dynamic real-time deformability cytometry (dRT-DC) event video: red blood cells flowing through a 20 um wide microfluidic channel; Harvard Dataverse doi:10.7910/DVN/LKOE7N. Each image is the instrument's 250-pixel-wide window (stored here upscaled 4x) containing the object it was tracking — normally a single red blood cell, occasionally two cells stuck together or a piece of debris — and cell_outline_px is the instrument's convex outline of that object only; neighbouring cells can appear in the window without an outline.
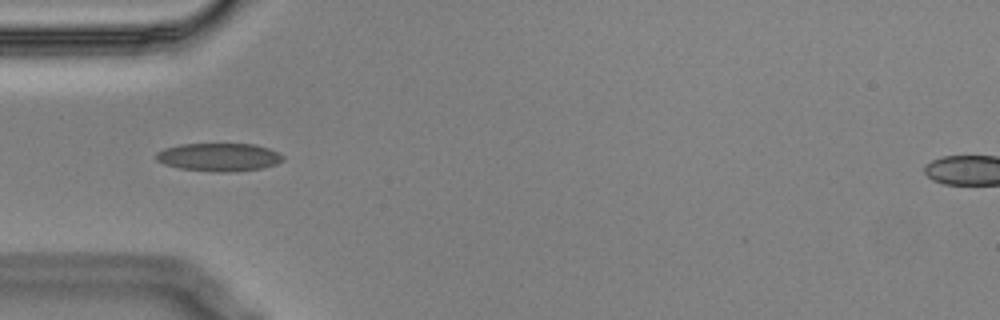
{"species": "Egyptian fruit bat (a non-hibernating species)", "species_latin": "Rousettus aegyptiacus", "temperature_condition": "cold", "stored_images_in_passage": 41, "segment_of_instrument_passage": [1, 2], "camera_frame_rate_fps": 3000, "um_per_image_px": 0.085, "animal": {"sex": "male"}, "frame": {"image": 1, "passage_image": 1, "time_ms": 0.0, "image_size_px": [1000, 320], "cell_outline_px": [[284, 160], [276, 164], [260, 168], [236, 172], [220, 172], [180, 168], [164, 164], [156, 160], [156, 152], [164, 148], [180, 144], [256, 144], [280, 152], [284, 156]], "centroid_in_image_um": [18.63, 13.35], "position_along_channel_um": 66.4, "area_um2": 20.87}}
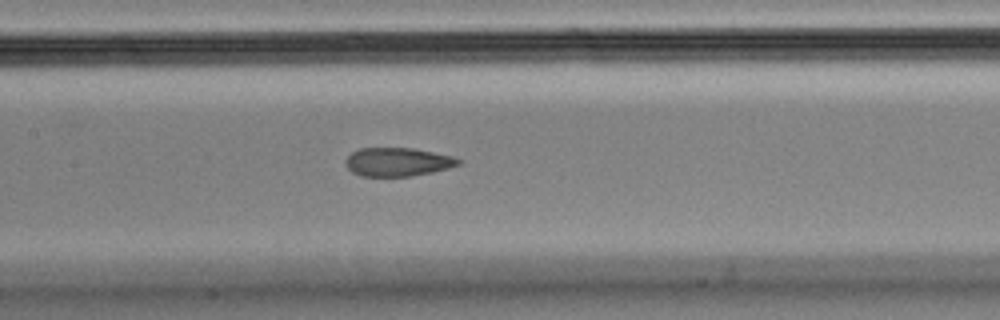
{"frame": {"image": 2, "passage_image": 10, "time_ms": 3.0, "image_size_px": [1000, 320], "cell_outline_px": [[460, 164], [448, 168], [432, 172], [412, 176], [360, 176], [352, 172], [344, 164], [344, 160], [352, 152], [360, 148], [412, 148], [452, 156], [460, 160]], "centroid_in_image_um": [33.76, 13.77], "position_along_channel_um": 173.6, "area_um2": 18.73}}
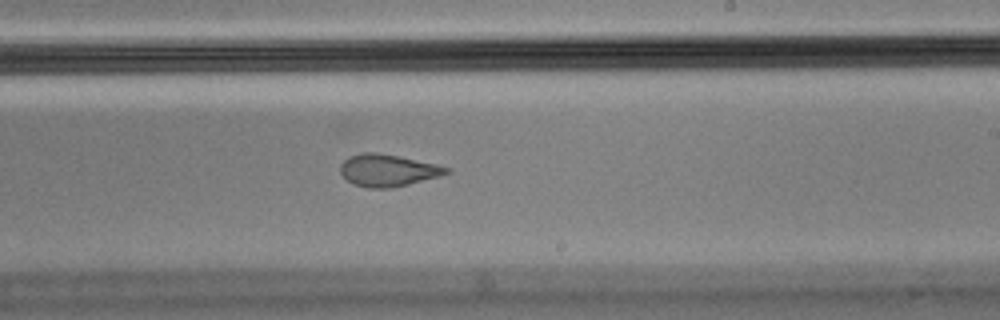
{"frame": {"image": 3, "passage_image": 17, "time_ms": 5.333, "image_size_px": [1000, 320], "cell_outline_px": [[452, 172], [440, 176], [392, 188], [368, 188], [352, 184], [340, 172], [340, 164], [344, 160], [352, 156], [364, 152], [376, 152], [436, 164], [452, 168]], "centroid_in_image_um": [32.98, 14.49], "position_along_channel_um": 256.0, "area_um2": 19.71}}